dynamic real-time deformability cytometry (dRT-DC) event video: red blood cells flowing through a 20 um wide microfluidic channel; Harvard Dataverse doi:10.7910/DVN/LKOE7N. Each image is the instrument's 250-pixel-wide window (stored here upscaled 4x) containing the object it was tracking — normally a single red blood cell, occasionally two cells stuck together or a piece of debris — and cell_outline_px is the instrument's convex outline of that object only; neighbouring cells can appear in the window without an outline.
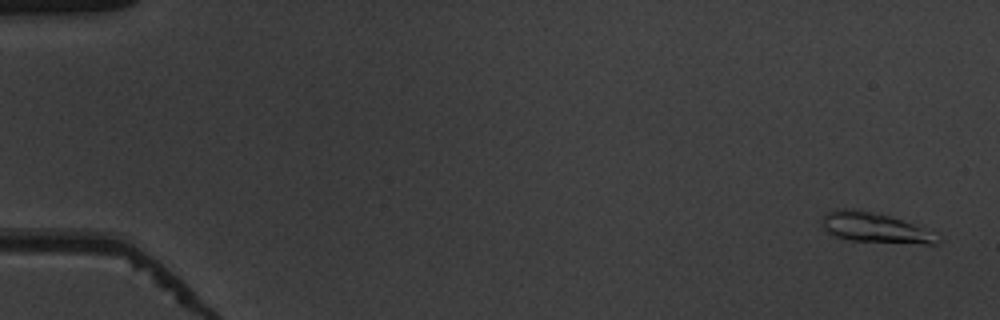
{"species": "common noctule bat (a hibernating species)", "species_latin": "Nyctalus noctula", "temperature_condition": "warm", "stored_images_in_passage": 53, "camera_frame_rate_fps": 3000, "um_per_image_px": 0.085, "animal": {"sex": "male", "body_mass_g": 19.5, "forearm_length_mm": 54.6}, "frame": {"image": 1, "passage_image": 2, "time_ms": 0.333, "image_size_px": [1000, 320], "cell_outline_px": [[940, 244], [924, 244], [852, 240], [836, 236], [828, 232], [824, 228], [824, 216], [828, 212], [840, 208], [852, 208], [888, 216], [912, 224], [920, 228], [940, 240]], "centroid_in_image_um": [74.31, 19.36], "position_along_channel_um": 10.7, "area_um2": 19.19}}
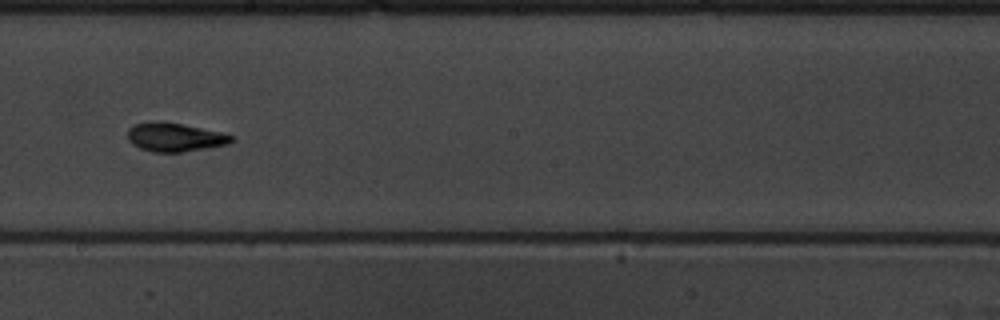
{"frame": {"image": 2, "passage_image": 31, "time_ms": 10.0, "image_size_px": [1000, 320], "cell_outline_px": [[236, 140], [228, 144], [208, 148], [180, 152], [152, 152], [140, 148], [132, 144], [128, 140], [128, 128], [136, 124], [180, 124], [220, 132], [232, 136]], "centroid_in_image_um": [14.9, 11.71], "position_along_channel_um": 233.3, "area_um2": 16.65}}
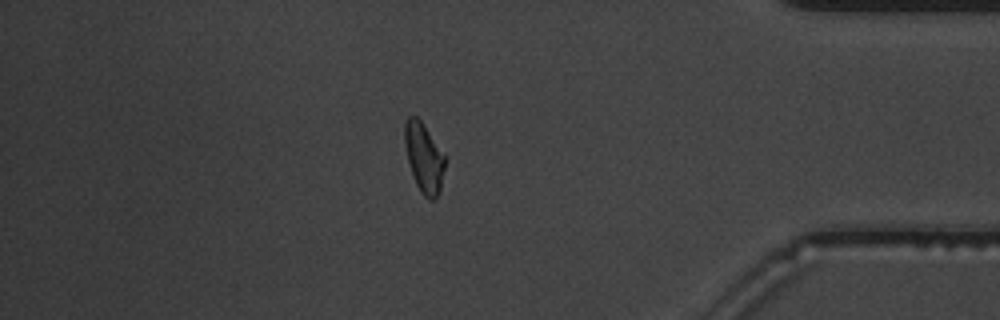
{"frame": {"image": 3, "passage_image": 46, "time_ms": 15.0, "image_size_px": [1000, 320], "cell_outline_px": [[444, 168], [440, 192], [432, 200], [428, 200], [420, 192], [412, 176], [404, 144], [404, 124], [408, 116], [416, 116], [420, 120], [444, 156]], "centroid_in_image_um": [36.0, 13.43], "position_along_channel_um": 399.2, "area_um2": 16.01}, "authors_computed_cell_mechanics": {"area_um2": 16.9932, "velocity_mm_per_s": 3.8984, "shape_relaxation_time_tau1_ms": 5.9927, "shape_relaxation_time_tau2_ms": 2.3191, "deformation_change_tau1": 0.2271, "deformation_change_tau2": 0.0861}}